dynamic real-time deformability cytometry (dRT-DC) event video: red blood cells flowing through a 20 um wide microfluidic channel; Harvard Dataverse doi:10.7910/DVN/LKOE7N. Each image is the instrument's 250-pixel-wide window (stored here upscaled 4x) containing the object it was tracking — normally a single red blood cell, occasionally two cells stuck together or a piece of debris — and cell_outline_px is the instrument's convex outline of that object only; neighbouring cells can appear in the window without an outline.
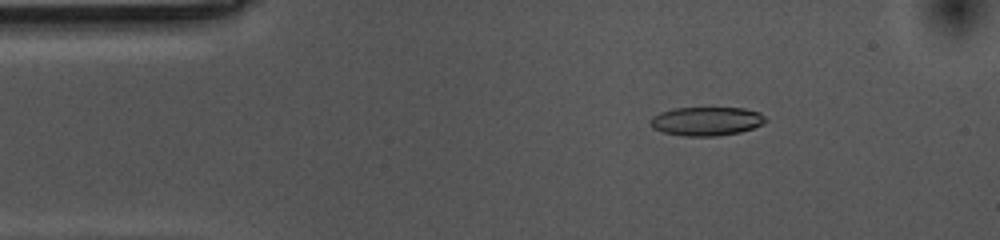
{"species": "common noctule bat (a hibernating species)", "species_latin": "Nyctalus noctula", "temperature_condition": "cold", "stored_images_in_passage": 55, "camera_frame_rate_fps": 3000, "um_per_image_px": 0.085, "animal": {"sex": "female", "body_mass_g": 10.0, "forearm_length_mm": 53.1}, "frame": {"image": 1, "passage_image": 8, "time_ms": 2.333, "image_size_px": [1000, 240], "cell_outline_px": [[768, 120], [764, 124], [740, 132], [716, 136], [684, 136], [664, 132], [652, 128], [652, 116], [660, 112], [676, 108], [744, 108], [760, 112]], "centroid_in_image_um": [60.09, 10.3], "position_along_channel_um": 24.9, "area_um2": 19.25}}
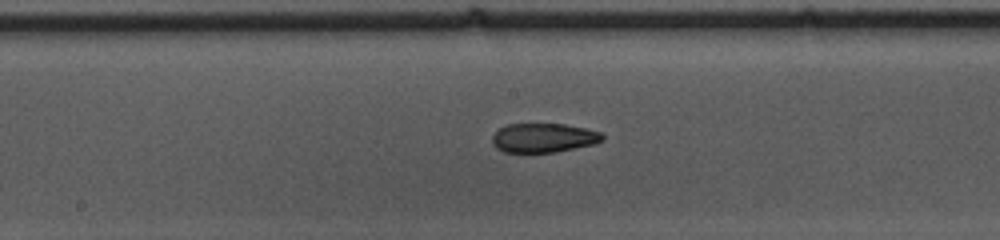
{"frame": {"image": 2, "passage_image": 27, "time_ms": 8.667, "image_size_px": [1000, 240], "cell_outline_px": [[604, 140], [596, 144], [556, 152], [504, 152], [496, 148], [492, 144], [492, 136], [500, 128], [508, 124], [564, 124], [584, 128], [600, 132], [604, 136]], "centroid_in_image_um": [46.21, 11.72], "position_along_channel_um": 202.0, "area_um2": 18.79}}
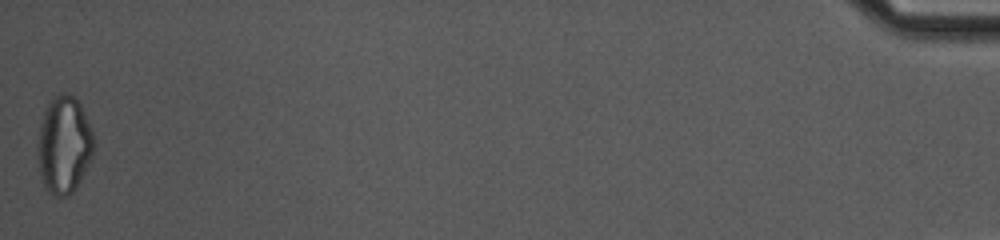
{"frame": {"image": 3, "passage_image": 55, "time_ms": 18.0, "image_size_px": [1000, 240], "cell_outline_px": [[96, 144], [92, 156], [76, 188], [68, 196], [52, 196], [44, 188], [40, 172], [36, 148], [40, 124], [44, 112], [52, 96], [64, 92], [68, 92], [76, 96], [92, 128]], "centroid_in_image_um": [5.44, 12.29], "position_along_channel_um": 429.8, "area_um2": 32.43}, "authors_computed_cell_mechanics": {"area_um2": 19.941, "velocity_mm_per_s": 3.5432, "shape_relaxation_time_tau1_ms": 5.111, "shape_relaxation_time_tau2_ms": 3.0667, "deformation_change_tau1": 0.1601, "deformation_change_tau2": 0.1049}}